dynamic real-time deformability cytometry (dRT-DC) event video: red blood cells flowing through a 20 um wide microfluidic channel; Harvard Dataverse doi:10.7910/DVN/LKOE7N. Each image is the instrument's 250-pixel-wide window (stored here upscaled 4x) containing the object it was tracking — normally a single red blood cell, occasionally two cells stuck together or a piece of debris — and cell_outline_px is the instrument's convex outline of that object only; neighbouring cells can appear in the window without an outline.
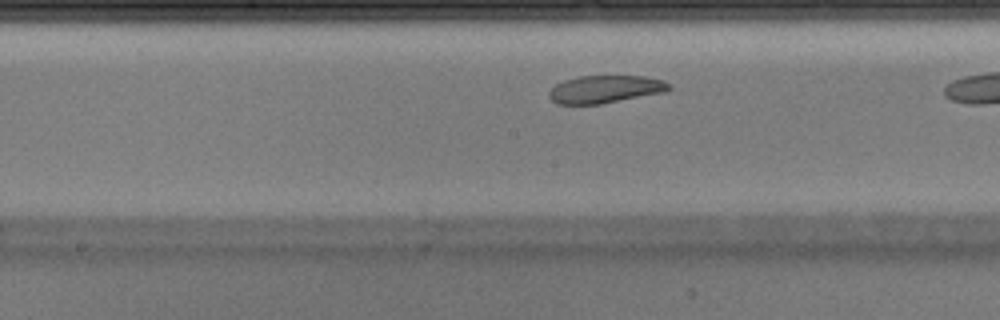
{"species": "Egyptian fruit bat (a non-hibernating species)", "species_latin": "Rousettus aegyptiacus", "temperature_condition": "warm", "stored_images_in_passage": 15, "camera_frame_rate_fps": 3000, "um_per_image_px": 0.085, "animal": {"sex": "male"}, "frame": {"image": 1, "passage_image": 7, "time_ms": 2.0, "image_size_px": [1000, 320], "cell_outline_px": [[672, 88], [664, 92], [600, 104], [556, 104], [548, 96], [548, 92], [556, 84], [564, 80], [580, 76], [644, 76], [664, 80], [672, 84]], "centroid_in_image_um": [51.45, 7.58], "position_along_channel_um": 196.7, "area_um2": 19.36}}